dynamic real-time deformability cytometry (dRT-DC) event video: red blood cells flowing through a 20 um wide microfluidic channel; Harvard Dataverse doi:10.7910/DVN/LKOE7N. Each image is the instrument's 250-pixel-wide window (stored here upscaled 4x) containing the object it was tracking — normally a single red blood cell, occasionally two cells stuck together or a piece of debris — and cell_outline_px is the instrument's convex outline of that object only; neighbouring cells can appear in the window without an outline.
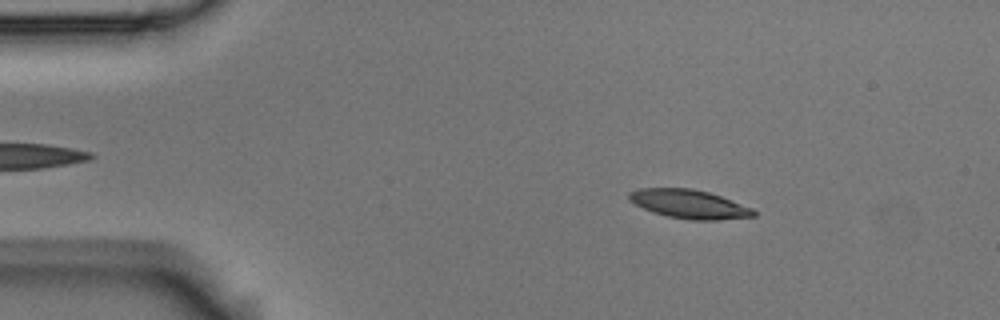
{"species": "Egyptian fruit bat (a non-hibernating species)", "species_latin": "Rousettus aegyptiacus", "temperature_condition": "room temperature", "stored_images_in_passage": 4, "camera_frame_rate_fps": 3000, "um_per_image_px": 0.085, "animal": {"sex": "male"}, "frame": {"image": 1, "passage_image": 2, "time_ms": 0.333, "image_size_px": [1000, 320], "cell_outline_px": [[756, 216], [716, 220], [688, 220], [668, 216], [652, 212], [628, 200], [628, 192], [640, 188], [692, 188], [708, 192], [720, 196], [752, 208], [756, 212]], "centroid_in_image_um": [58.56, 17.34], "position_along_channel_um": 26.4, "area_um2": 20.81}}